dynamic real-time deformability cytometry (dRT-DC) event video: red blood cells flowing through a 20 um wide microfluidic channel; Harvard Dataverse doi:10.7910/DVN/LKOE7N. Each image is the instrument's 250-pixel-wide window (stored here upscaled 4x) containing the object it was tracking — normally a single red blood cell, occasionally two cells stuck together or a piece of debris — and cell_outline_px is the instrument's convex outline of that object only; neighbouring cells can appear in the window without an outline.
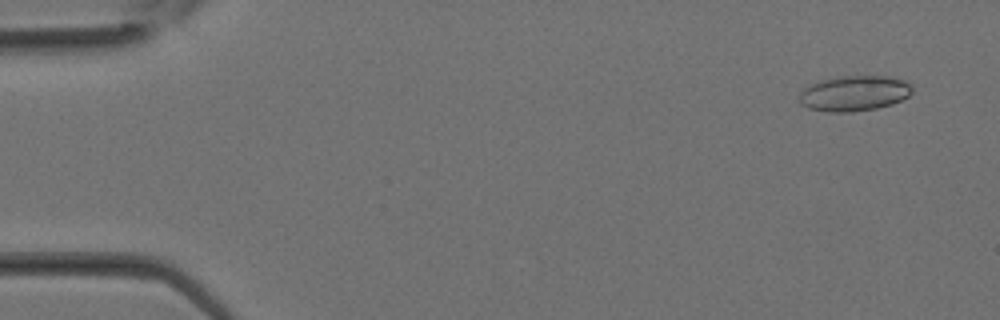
{"species": "Egyptian fruit bat (a non-hibernating species)", "species_latin": "Rousettus aegyptiacus", "temperature_condition": "room temperature", "stored_images_in_passage": 33, "camera_frame_rate_fps": 3000, "um_per_image_px": 0.085, "animal": {"sex": "female"}, "frame": {"image": 1, "passage_image": 2, "time_ms": 0.333, "image_size_px": [1000, 320], "cell_outline_px": [[912, 92], [908, 96], [892, 104], [876, 108], [852, 112], [828, 112], [808, 108], [800, 104], [800, 92], [804, 88], [812, 84], [836, 76], [892, 76], [904, 80], [912, 84]], "centroid_in_image_um": [72.63, 7.93], "position_along_channel_um": 12.4, "area_um2": 23.35}}
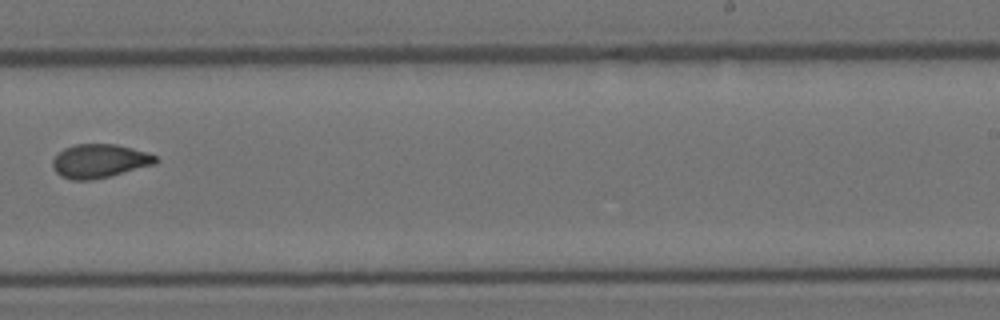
{"frame": {"image": 2, "passage_image": 21, "time_ms": 6.667, "image_size_px": [1000, 320], "cell_outline_px": [[160, 160], [156, 164], [92, 180], [72, 180], [60, 176], [52, 168], [52, 160], [64, 148], [76, 144], [116, 144], [132, 148], [156, 156]], "centroid_in_image_um": [8.44, 13.69], "position_along_channel_um": 280.6, "area_um2": 20.17}}
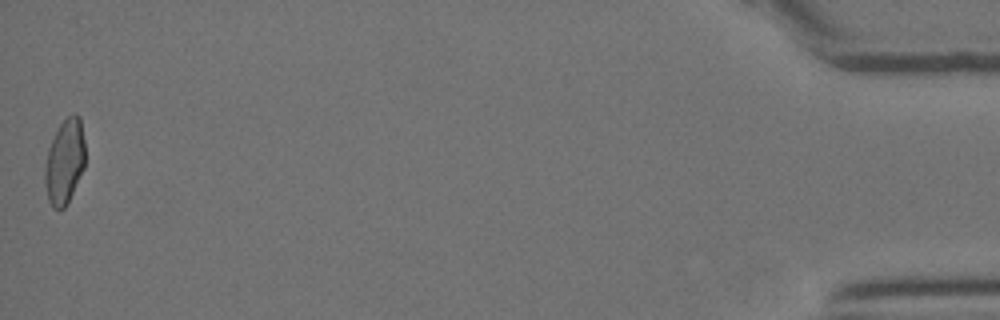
{"frame": {"image": 3, "passage_image": 33, "time_ms": 10.667, "image_size_px": [1000, 320], "cell_outline_px": [[84, 168], [68, 204], [64, 208], [52, 208], [48, 200], [44, 184], [44, 168], [48, 148], [60, 124], [68, 116], [76, 112], [80, 116], [84, 140]], "centroid_in_image_um": [5.49, 13.76], "position_along_channel_um": 429.7, "area_um2": 20.06}}